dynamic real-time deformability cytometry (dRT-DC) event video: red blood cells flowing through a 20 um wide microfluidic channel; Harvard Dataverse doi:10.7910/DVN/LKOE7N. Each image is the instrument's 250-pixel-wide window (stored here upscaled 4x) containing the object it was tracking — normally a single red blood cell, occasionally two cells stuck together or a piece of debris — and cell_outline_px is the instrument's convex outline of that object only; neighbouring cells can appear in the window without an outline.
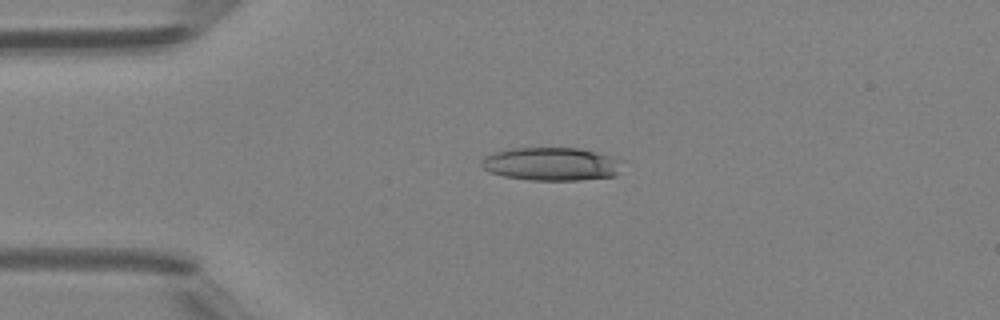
{"species": "Egyptian fruit bat (a non-hibernating species)", "species_latin": "Rousettus aegyptiacus", "temperature_condition": "room temperature", "stored_images_in_passage": 6, "camera_frame_rate_fps": 3000, "um_per_image_px": 0.085, "animal": {"sex": "female"}, "frame": {"image": 1, "passage_image": 3, "time_ms": 3.0, "image_size_px": [1000, 320], "cell_outline_px": [[624, 160], [616, 176], [580, 180], [532, 180], [504, 176], [492, 172], [484, 168], [480, 164], [480, 160], [484, 156], [496, 152], [512, 148], [580, 148], [596, 152]], "centroid_in_image_um": [46.9, 13.94], "position_along_channel_um": 38.1, "area_um2": 27.28}}
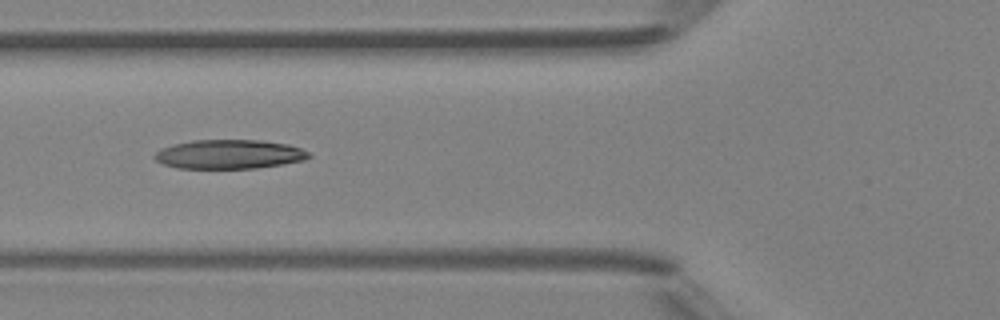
{"frame": {"image": 2, "passage_image": 5, "time_ms": 5.333, "image_size_px": [1000, 320], "cell_outline_px": [[312, 156], [304, 160], [256, 168], [176, 168], [164, 164], [156, 160], [152, 156], [160, 148], [172, 144], [192, 140], [260, 140], [288, 144], [300, 148], [308, 152]], "centroid_in_image_um": [19.45, 13.1], "position_along_channel_um": 106.4, "area_um2": 26.18}}
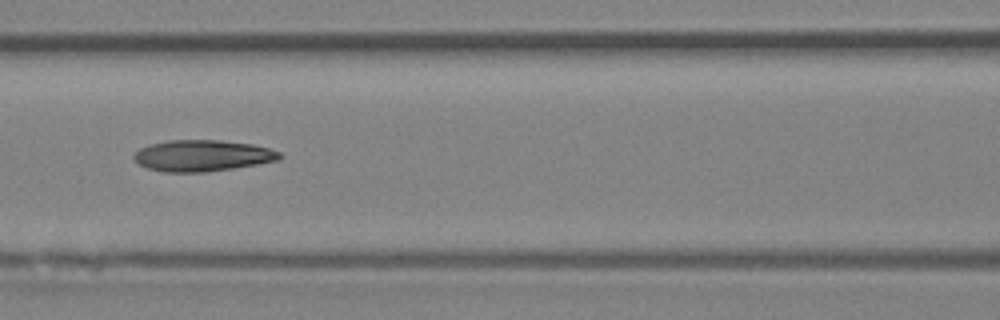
{"frame": {"image": 3, "passage_image": 6, "time_ms": 6.333, "image_size_px": [1000, 320], "cell_outline_px": [[284, 156], [280, 160], [232, 168], [204, 172], [164, 172], [148, 168], [140, 164], [132, 156], [140, 148], [152, 144], [168, 140], [220, 140], [252, 144], [268, 148], [280, 152]], "centroid_in_image_um": [17.23, 13.23], "position_along_channel_um": 149.4, "area_um2": 26.41}}